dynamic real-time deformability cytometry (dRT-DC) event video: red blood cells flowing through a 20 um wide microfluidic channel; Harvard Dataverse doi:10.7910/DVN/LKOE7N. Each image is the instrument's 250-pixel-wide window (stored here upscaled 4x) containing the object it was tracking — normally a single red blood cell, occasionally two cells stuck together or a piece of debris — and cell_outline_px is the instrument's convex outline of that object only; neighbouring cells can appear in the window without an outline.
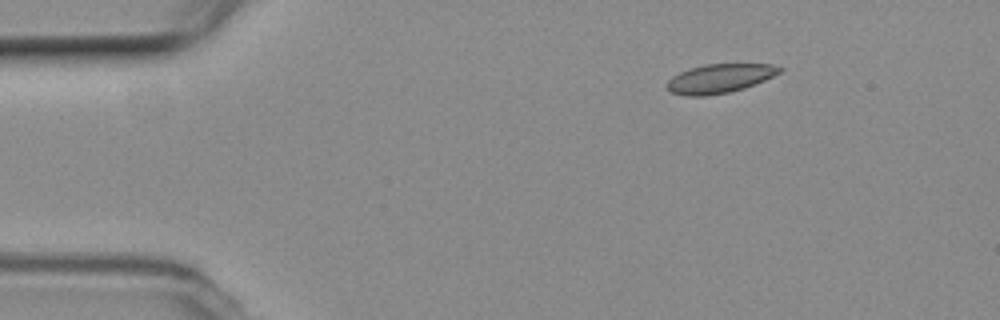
{"species": "common noctule bat (a hibernating species)", "species_latin": "Nyctalus noctula", "temperature_condition": "room temperature", "stored_images_in_passage": 48, "camera_frame_rate_fps": 3000, "um_per_image_px": 0.085, "animal": {"sex": "female", "body_mass_g": 19.3, "forearm_length_mm": 54.1}, "frame": {"image": 1, "passage_image": 1, "time_ms": 0.0, "image_size_px": [1000, 320], "cell_outline_px": [[784, 68], [780, 72], [764, 80], [744, 88], [728, 92], [704, 96], [688, 96], [672, 92], [668, 88], [668, 80], [672, 76], [688, 68], [704, 64], [772, 64]], "centroid_in_image_um": [61.17, 6.66], "position_along_channel_um": 23.8, "area_um2": 18.84}}
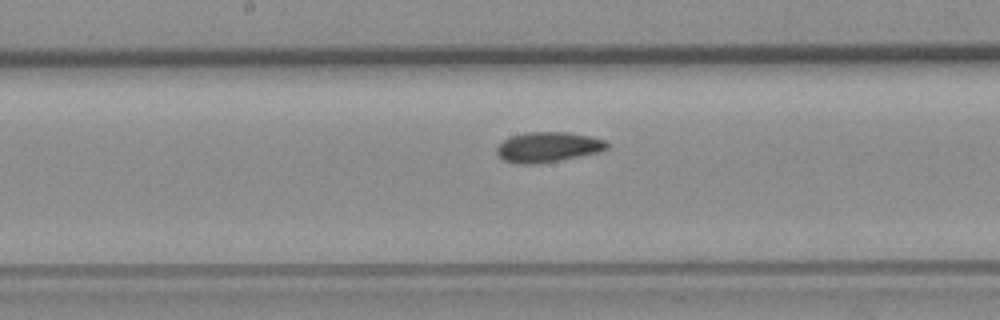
{"frame": {"image": 2, "passage_image": 21, "time_ms": 6.667, "image_size_px": [1000, 320], "cell_outline_px": [[608, 148], [600, 152], [560, 160], [532, 164], [516, 164], [504, 160], [496, 152], [496, 148], [504, 140], [512, 136], [524, 132], [568, 132], [592, 136], [604, 140], [608, 144]], "centroid_in_image_um": [46.59, 12.5], "position_along_channel_um": 201.6, "area_um2": 19.36}}
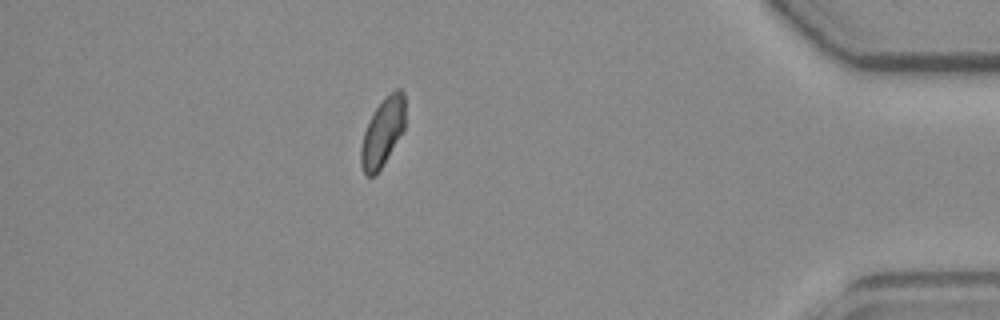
{"frame": {"image": 3, "passage_image": 41, "time_ms": 13.333, "image_size_px": [1000, 320], "cell_outline_px": [[404, 132], [376, 176], [368, 176], [364, 172], [360, 164], [360, 148], [364, 132], [368, 120], [376, 108], [396, 88], [400, 88], [404, 92]], "centroid_in_image_um": [32.52, 11.29], "position_along_channel_um": 402.7, "area_um2": 17.63}, "authors_computed_cell_mechanics": {"area_um2": 18.8139, "velocity_mm_per_s": 3.7437, "shape_relaxation_time_tau1_ms": null, "shape_relaxation_time_tau2_ms": 2.4263, "deformation_change_tau1": null, "deformation_change_tau2": 0.052}}